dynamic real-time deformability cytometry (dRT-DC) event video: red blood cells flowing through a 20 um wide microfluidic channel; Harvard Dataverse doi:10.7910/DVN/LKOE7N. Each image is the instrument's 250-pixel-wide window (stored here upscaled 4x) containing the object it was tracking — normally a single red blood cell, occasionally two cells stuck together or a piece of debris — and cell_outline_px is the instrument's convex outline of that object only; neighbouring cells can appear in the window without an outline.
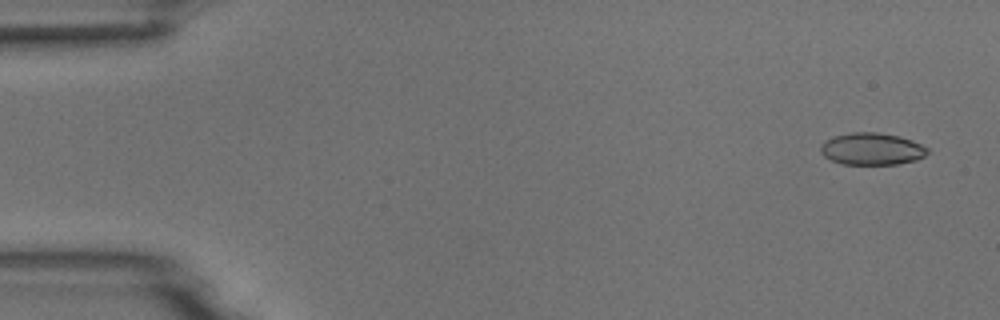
{"species": "common noctule bat (a hibernating species)", "species_latin": "Nyctalus noctula", "temperature_condition": "room temperature", "stored_images_in_passage": 7, "camera_frame_rate_fps": 3000, "um_per_image_px": 0.085, "animal": {"sex": "male", "body_mass_g": 18.8}, "frame": {"image": 1, "passage_image": 1, "time_ms": 0.0, "image_size_px": [1000, 320], "cell_outline_px": [[928, 152], [924, 156], [916, 160], [896, 164], [840, 164], [824, 156], [820, 152], [820, 144], [824, 140], [836, 136], [852, 132], [876, 132], [900, 136], [912, 140], [928, 148]], "centroid_in_image_um": [74.09, 12.65], "position_along_channel_um": 10.9, "area_um2": 20.0}}